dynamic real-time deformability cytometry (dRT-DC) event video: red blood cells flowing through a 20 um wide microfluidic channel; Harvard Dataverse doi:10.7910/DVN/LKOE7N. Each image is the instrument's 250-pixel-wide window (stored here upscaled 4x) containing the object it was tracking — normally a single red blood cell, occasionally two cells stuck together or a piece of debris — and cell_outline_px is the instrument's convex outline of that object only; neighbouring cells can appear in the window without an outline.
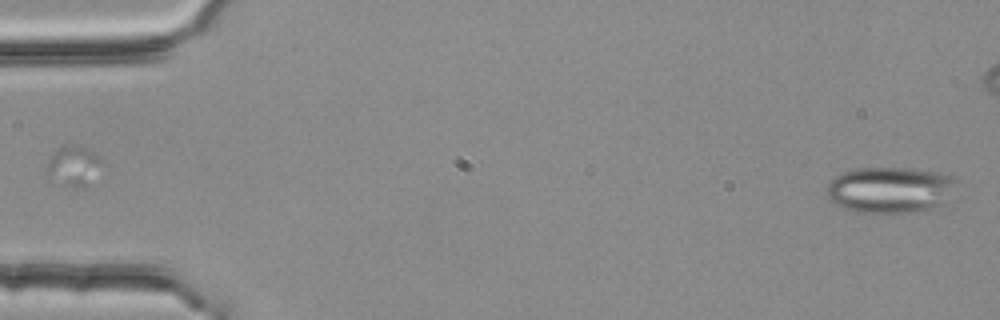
{"species": "common noctule bat (a hibernating species)", "species_latin": "Nyctalus noctula", "temperature_condition": "room temperature", "stored_images_in_passage": 6, "camera_frame_rate_fps": 3000, "um_per_image_px": 0.085, "animal": {"sex": "female", "body_mass_g": 25.1}, "frame": {"image": 1, "passage_image": 6, "time_ms": 1.667, "image_size_px": [1000, 320], "cell_outline_px": [[956, 180], [944, 204], [940, 208], [912, 212], [856, 212], [844, 208], [828, 200], [824, 192], [828, 184], [836, 176], [844, 172], [856, 168], [908, 168], [940, 172], [952, 176]], "centroid_in_image_um": [75.63, 16.14], "position_along_channel_um": 9.4, "area_um2": 35.03}}